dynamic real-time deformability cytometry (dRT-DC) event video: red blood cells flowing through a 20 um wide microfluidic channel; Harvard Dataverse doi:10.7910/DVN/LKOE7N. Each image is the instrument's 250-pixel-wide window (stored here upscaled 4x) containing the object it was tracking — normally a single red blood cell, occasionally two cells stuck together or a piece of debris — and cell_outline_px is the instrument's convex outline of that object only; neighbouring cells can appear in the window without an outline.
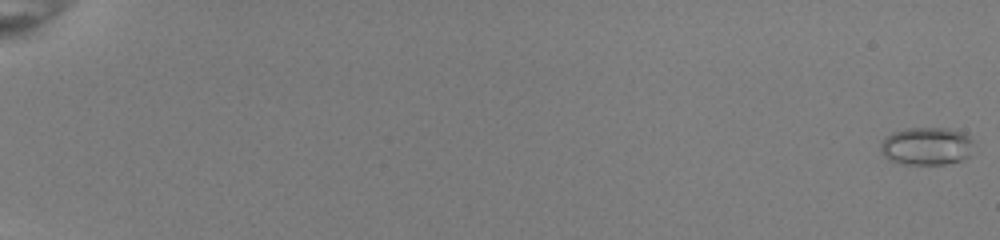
{"species": "common noctule bat (a hibernating species)", "species_latin": "Nyctalus noctula", "temperature_condition": "room temperature", "stored_images_in_passage": 18, "camera_frame_rate_fps": 3000, "um_per_image_px": 0.085, "animal": {"sex": "female", "body_mass_g": 22.0, "forearm_length_mm": 56.7}, "frame": {"image": 1, "passage_image": 1, "time_ms": 0.0, "image_size_px": [1000, 240], "cell_outline_px": [[972, 140], [968, 156], [964, 160], [944, 164], [904, 164], [888, 160], [880, 152], [880, 144], [892, 132], [908, 128], [948, 128], [964, 132]], "centroid_in_image_um": [78.73, 12.42], "position_along_channel_um": 6.3, "area_um2": 20.52}}